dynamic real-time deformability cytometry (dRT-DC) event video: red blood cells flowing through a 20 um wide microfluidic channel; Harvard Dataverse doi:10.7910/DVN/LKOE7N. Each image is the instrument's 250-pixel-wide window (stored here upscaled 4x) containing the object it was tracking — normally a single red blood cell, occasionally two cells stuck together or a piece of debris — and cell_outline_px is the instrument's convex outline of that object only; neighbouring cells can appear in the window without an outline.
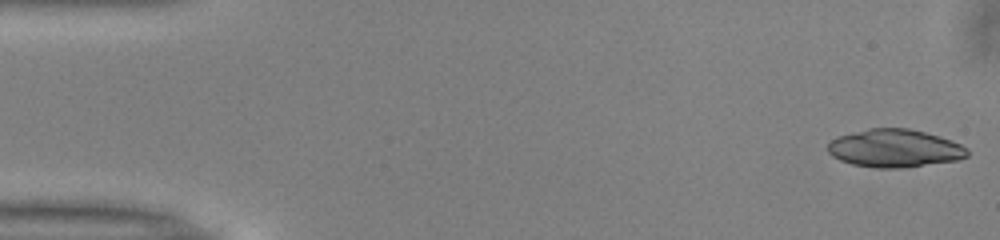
{"species": "common noctule bat (a hibernating species)", "species_latin": "Nyctalus noctula", "temperature_condition": "warm", "stored_images_in_passage": 50, "camera_frame_rate_fps": 3000, "um_per_image_px": 0.085, "animal": {"sex": "male", "body_mass_g": 13.0, "forearm_length_mm": 53.1}, "frame": {"image": 1, "passage_image": 1, "time_ms": 0.0, "image_size_px": [1000, 240], "cell_outline_px": [[968, 156], [960, 160], [900, 168], [876, 168], [852, 164], [840, 160], [832, 156], [828, 152], [828, 144], [836, 136], [868, 128], [908, 128], [940, 136], [952, 140], [968, 148]], "centroid_in_image_um": [76.06, 12.6], "position_along_channel_um": 8.9, "area_um2": 31.04}}